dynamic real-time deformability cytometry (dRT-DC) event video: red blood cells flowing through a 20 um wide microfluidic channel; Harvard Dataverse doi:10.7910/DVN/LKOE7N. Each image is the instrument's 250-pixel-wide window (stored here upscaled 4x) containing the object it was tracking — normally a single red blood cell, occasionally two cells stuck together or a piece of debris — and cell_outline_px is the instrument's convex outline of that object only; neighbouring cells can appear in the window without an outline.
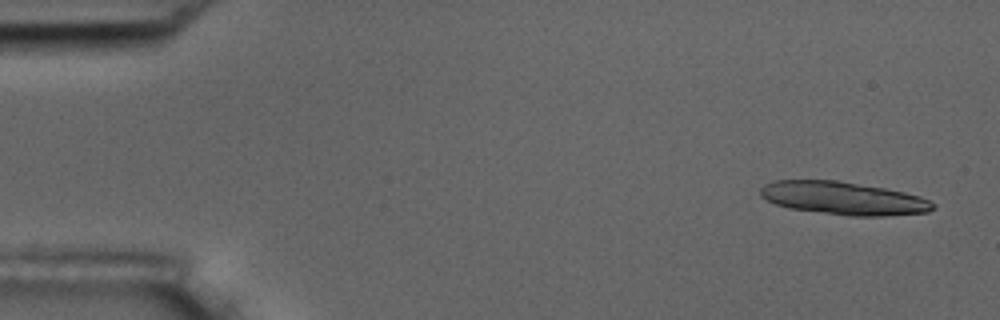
{"species": "common noctule bat (a hibernating species)", "species_latin": "Nyctalus noctula", "temperature_condition": "room temperature", "stored_images_in_passage": 5, "camera_frame_rate_fps": 3000, "um_per_image_px": 0.085, "animal": {"sex": "male", "body_mass_g": 17.5, "forearm_length_mm": 52.3}, "frame": {"image": 1, "passage_image": 1, "time_ms": 0.0, "image_size_px": [1000, 320], "cell_outline_px": [[936, 208], [928, 212], [884, 216], [848, 216], [788, 208], [776, 204], [760, 196], [760, 188], [764, 184], [776, 180], [836, 180], [884, 188], [904, 192], [920, 196], [936, 204]], "centroid_in_image_um": [71.69, 16.85], "position_along_channel_um": 13.3, "area_um2": 33.23}}